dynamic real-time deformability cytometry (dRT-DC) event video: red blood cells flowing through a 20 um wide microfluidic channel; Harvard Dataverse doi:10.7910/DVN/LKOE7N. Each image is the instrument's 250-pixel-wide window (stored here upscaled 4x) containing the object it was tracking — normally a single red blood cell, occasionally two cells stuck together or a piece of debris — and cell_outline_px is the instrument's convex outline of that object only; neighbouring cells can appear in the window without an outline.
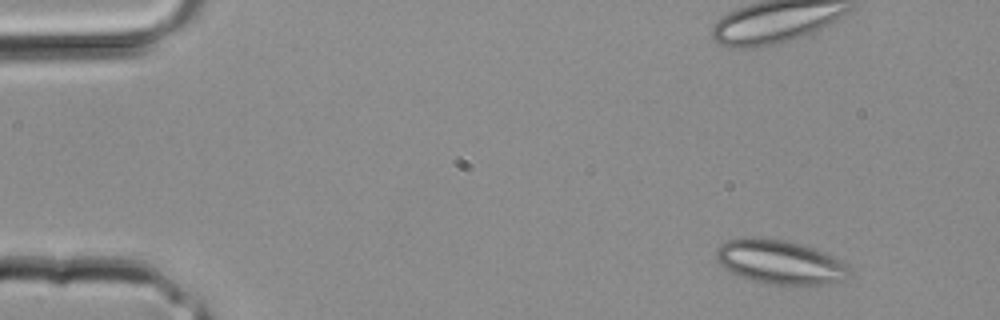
{"species": "common noctule bat (a hibernating species)", "species_latin": "Nyctalus noctula", "temperature_condition": "room temperature", "stored_images_in_passage": 3, "camera_frame_rate_fps": 3000, "um_per_image_px": 0.085, "animal": {"sex": "male", "body_mass_g": 20.4}, "frame": {"image": 1, "passage_image": 1, "time_ms": 0.0, "image_size_px": [1000, 320], "cell_outline_px": [[852, 272], [844, 280], [824, 284], [764, 284], [740, 276], [724, 268], [716, 260], [716, 252], [720, 244], [728, 240], [752, 236], [784, 240], [800, 244], [824, 252], [840, 260]], "centroid_in_image_um": [66.27, 22.27], "position_along_channel_um": 18.7, "area_um2": 33.99}}